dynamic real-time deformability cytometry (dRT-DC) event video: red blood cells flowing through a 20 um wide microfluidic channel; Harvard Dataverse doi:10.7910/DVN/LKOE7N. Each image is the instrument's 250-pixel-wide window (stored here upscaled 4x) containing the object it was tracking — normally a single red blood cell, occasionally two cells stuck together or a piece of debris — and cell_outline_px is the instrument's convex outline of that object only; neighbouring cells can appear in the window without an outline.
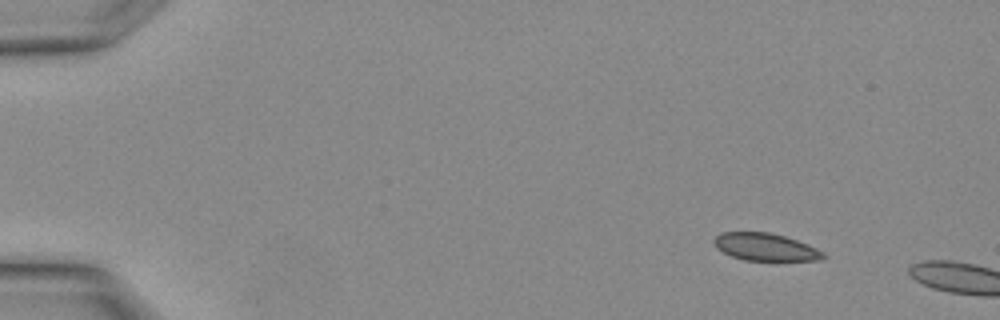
{"species": "Egyptian fruit bat (a non-hibernating species)", "species_latin": "Rousettus aegyptiacus", "temperature_condition": "warm", "stored_images_in_passage": 2, "camera_frame_rate_fps": 3000, "um_per_image_px": 0.085, "animal": {"sex": "female"}, "frame": {"image": 1, "passage_image": 1, "time_ms": 0.0, "image_size_px": [1000, 320], "cell_outline_px": [[828, 256], [820, 260], [744, 260], [732, 256], [716, 248], [712, 240], [720, 232], [768, 232], [784, 236], [808, 244], [824, 252]], "centroid_in_image_um": [65.06, 20.99], "position_along_channel_um": 19.9, "area_um2": 17.46}}